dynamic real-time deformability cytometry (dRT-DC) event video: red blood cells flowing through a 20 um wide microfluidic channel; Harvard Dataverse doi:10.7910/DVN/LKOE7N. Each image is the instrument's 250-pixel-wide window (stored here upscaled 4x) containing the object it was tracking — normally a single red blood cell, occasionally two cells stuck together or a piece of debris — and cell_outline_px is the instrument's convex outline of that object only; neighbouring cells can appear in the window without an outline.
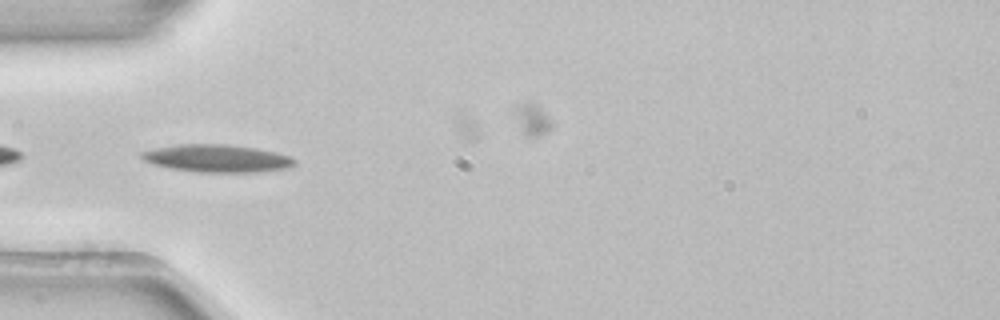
{"species": "common noctule bat (a hibernating species)", "species_latin": "Nyctalus noctula", "temperature_condition": "room temperature", "stored_images_in_passage": 8, "segment_of_instrument_passage": [2, 2], "camera_frame_rate_fps": 3000, "um_per_image_px": 0.085, "animal": {"sex": "female", "body_mass_g": 22.7, "forearm_length_mm": 54.2}, "frame": {"image": 1, "passage_image": 5, "time_ms": 1.333, "image_size_px": [1000, 320], "cell_outline_px": [[296, 164], [288, 168], [256, 172], [196, 172], [172, 168], [152, 164], [144, 160], [140, 156], [140, 152], [180, 144], [228, 144], [256, 148], [276, 152], [292, 156], [296, 160]], "centroid_in_image_um": [18.51, 13.46], "position_along_channel_um": 66.5, "area_um2": 24.57}}